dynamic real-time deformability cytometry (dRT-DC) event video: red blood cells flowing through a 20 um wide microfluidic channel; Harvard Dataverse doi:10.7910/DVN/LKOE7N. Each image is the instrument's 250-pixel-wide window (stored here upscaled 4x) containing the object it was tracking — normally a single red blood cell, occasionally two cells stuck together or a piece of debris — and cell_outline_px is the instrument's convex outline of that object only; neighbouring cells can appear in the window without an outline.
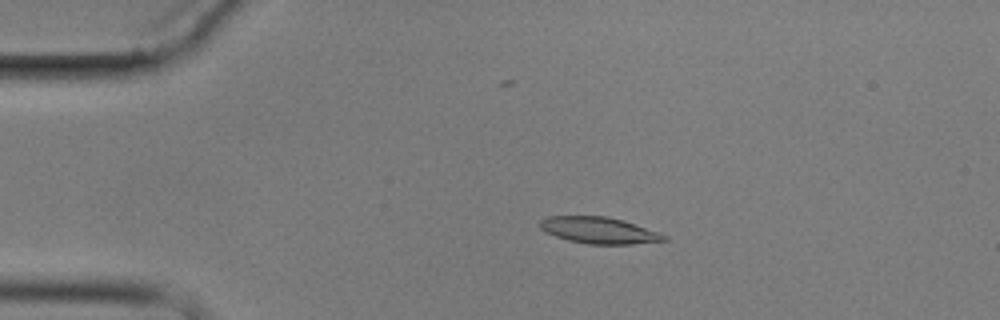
{"species": "common noctule bat (a hibernating species)", "species_latin": "Nyctalus noctula", "temperature_condition": "cold", "stored_images_in_passage": 10, "camera_frame_rate_fps": 3000, "um_per_image_px": 0.085, "animal": {"sex": "male", "body_mass_g": 17.9}, "frame": {"image": 1, "passage_image": 4, "time_ms": 3.333, "image_size_px": [1000, 320], "cell_outline_px": [[668, 240], [632, 244], [588, 244], [568, 240], [556, 236], [540, 228], [540, 220], [548, 216], [608, 216], [624, 220], [660, 232], [668, 236]], "centroid_in_image_um": [50.97, 19.57], "position_along_channel_um": 34.0, "area_um2": 19.19}}
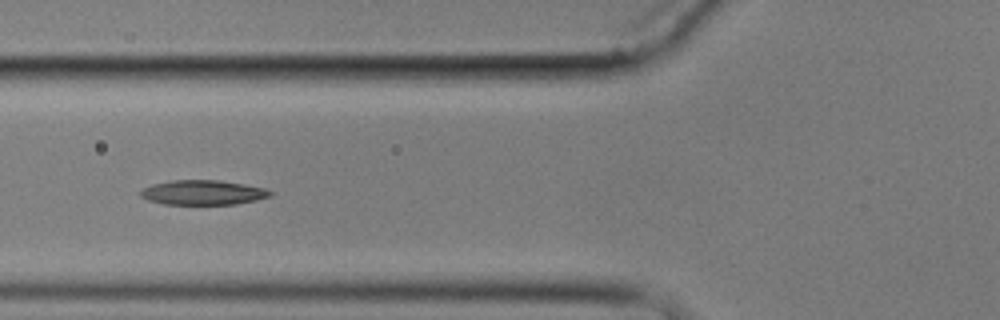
{"frame": {"image": 2, "passage_image": 7, "time_ms": 6.667, "image_size_px": [1000, 320], "cell_outline_px": [[276, 192], [272, 196], [256, 200], [236, 204], [164, 204], [148, 200], [140, 196], [140, 192], [144, 188], [152, 184], [172, 180], [220, 180], [244, 184], [264, 188]], "centroid_in_image_um": [17.29, 16.36], "position_along_channel_um": 108.5, "area_um2": 18.73}}
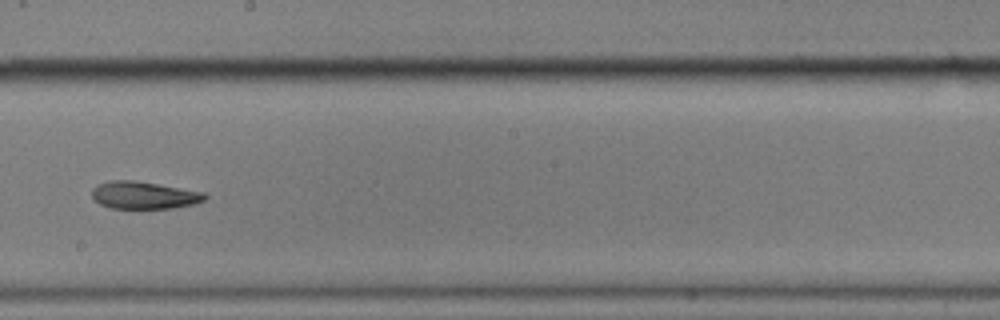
{"frame": {"image": 3, "passage_image": 10, "time_ms": 10.333, "image_size_px": [1000, 320], "cell_outline_px": [[208, 196], [204, 200], [192, 204], [172, 208], [112, 208], [100, 204], [92, 196], [92, 188], [96, 184], [112, 180], [136, 180], [204, 192]], "centroid_in_image_um": [12.22, 16.58], "position_along_channel_um": 236.0, "area_um2": 17.98}}